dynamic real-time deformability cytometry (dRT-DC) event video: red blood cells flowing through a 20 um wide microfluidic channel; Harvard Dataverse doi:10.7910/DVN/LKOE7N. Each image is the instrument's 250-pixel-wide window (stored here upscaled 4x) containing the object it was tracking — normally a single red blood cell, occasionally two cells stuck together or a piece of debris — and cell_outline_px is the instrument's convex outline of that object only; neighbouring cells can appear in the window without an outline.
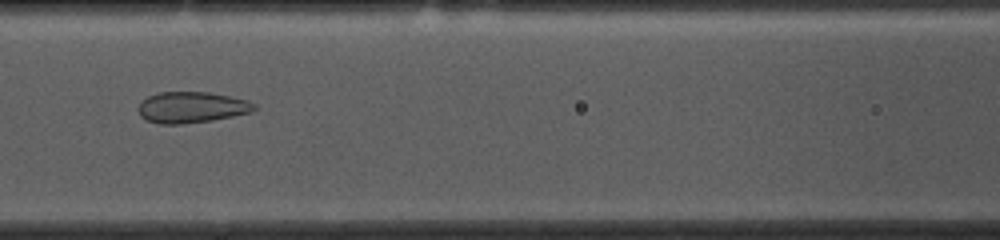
{"species": "common noctule bat (a hibernating species)", "species_latin": "Nyctalus noctula", "temperature_condition": "cold", "stored_images_in_passage": 52, "camera_frame_rate_fps": 3000, "um_per_image_px": 0.085, "animal": {"sex": "female", "body_mass_g": 10.0, "forearm_length_mm": 53.1}, "frame": {"image": 1, "passage_image": 21, "time_ms": 6.667, "image_size_px": [1000, 240], "cell_outline_px": [[256, 108], [252, 112], [212, 120], [180, 124], [160, 124], [144, 120], [140, 116], [136, 108], [148, 96], [160, 92], [208, 92], [248, 100], [256, 104]], "centroid_in_image_um": [16.26, 9.13], "position_along_channel_um": 150.3, "area_um2": 21.04}}
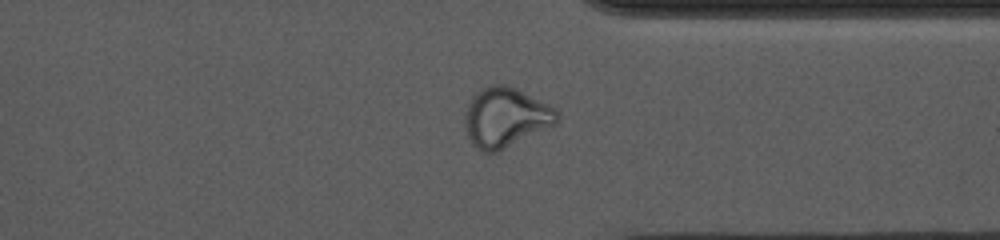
{"frame": {"image": 2, "passage_image": 39, "time_ms": 12.667, "image_size_px": [1000, 240], "cell_outline_px": [[560, 116], [556, 124], [496, 152], [480, 152], [472, 144], [464, 128], [464, 120], [468, 104], [472, 96], [484, 88], [492, 84], [508, 84], [556, 108]], "centroid_in_image_um": [42.97, 9.98], "position_along_channel_um": 368.4, "area_um2": 31.96}}
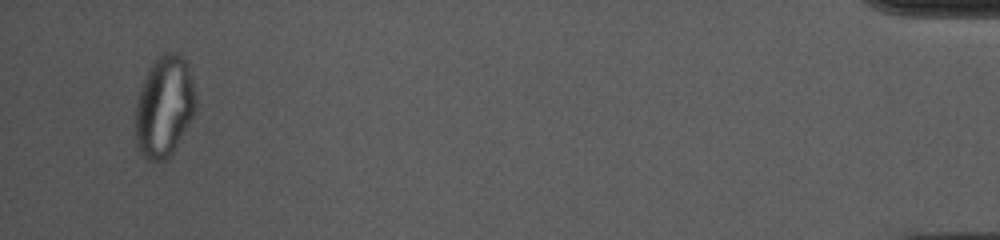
{"frame": {"image": 3, "passage_image": 50, "time_ms": 16.333, "image_size_px": [1000, 240], "cell_outline_px": [[196, 108], [188, 124], [172, 152], [164, 160], [148, 160], [140, 152], [136, 140], [136, 100], [140, 88], [152, 64], [164, 52], [176, 52], [184, 60], [192, 84], [196, 104]], "centroid_in_image_um": [13.93, 9.07], "position_along_channel_um": 421.3, "area_um2": 34.45}, "authors_computed_cell_mechanics": {"area_um2": 28.7266, "velocity_mm_per_s": 3.6874, "shape_relaxation_time_tau1_ms": null, "shape_relaxation_time_tau2_ms": 1.0952, "deformation_change_tau1": null, "deformation_change_tau2": 0.0746}}